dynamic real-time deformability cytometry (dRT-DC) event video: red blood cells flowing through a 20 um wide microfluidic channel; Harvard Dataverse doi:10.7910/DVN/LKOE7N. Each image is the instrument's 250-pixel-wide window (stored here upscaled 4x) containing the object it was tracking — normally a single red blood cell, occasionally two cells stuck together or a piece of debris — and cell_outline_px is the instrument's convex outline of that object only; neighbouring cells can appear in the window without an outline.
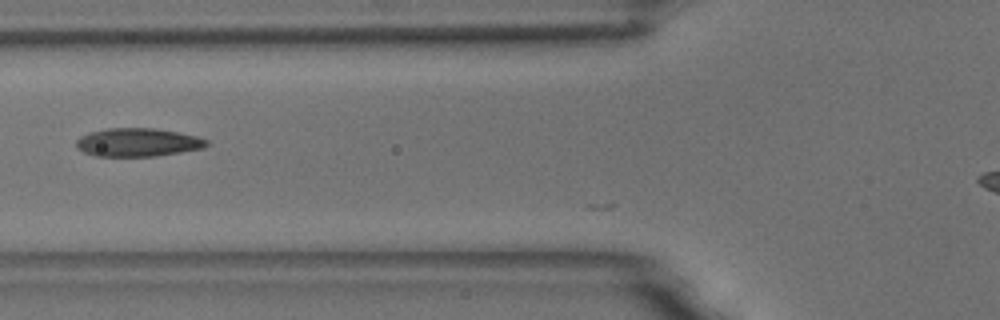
{"species": "common noctule bat (a hibernating species)", "species_latin": "Nyctalus noctula", "temperature_condition": "room temperature", "stored_images_in_passage": 10, "camera_frame_rate_fps": 3000, "um_per_image_px": 0.085, "animal": {"sex": "male", "body_mass_g": 18.8}, "frame": {"image": 1, "passage_image": 9, "time_ms": 2.667, "image_size_px": [1000, 320], "cell_outline_px": [[208, 144], [204, 148], [156, 156], [96, 156], [84, 152], [76, 148], [76, 140], [80, 136], [88, 132], [108, 128], [156, 128], [196, 136], [208, 140]], "centroid_in_image_um": [11.68, 12.1], "position_along_channel_um": 114.1, "area_um2": 21.56}}